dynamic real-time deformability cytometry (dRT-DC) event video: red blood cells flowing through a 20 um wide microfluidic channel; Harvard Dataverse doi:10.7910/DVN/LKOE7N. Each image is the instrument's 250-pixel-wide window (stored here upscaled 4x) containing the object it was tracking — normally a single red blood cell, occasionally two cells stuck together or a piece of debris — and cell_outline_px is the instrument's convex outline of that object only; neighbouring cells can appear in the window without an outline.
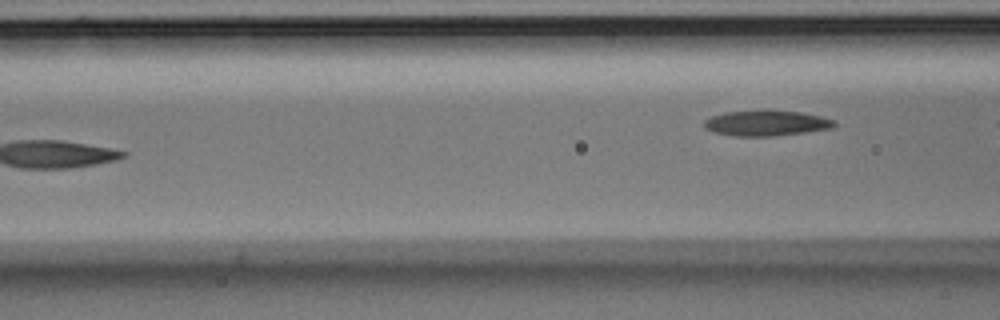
{"species": "Egyptian fruit bat (a non-hibernating species)", "species_latin": "Rousettus aegyptiacus", "temperature_condition": "room temperature", "stored_images_in_passage": 4, "segment_of_instrument_passage": [2, 2], "camera_frame_rate_fps": 3000, "um_per_image_px": 0.085, "animal": {"sex": "male"}, "frame": {"image": 1, "passage_image": 4, "time_ms": 1.0, "image_size_px": [1000, 320], "cell_outline_px": [[836, 124], [832, 128], [804, 132], [772, 136], [732, 136], [712, 132], [704, 128], [704, 120], [712, 116], [724, 112], [800, 112], [820, 116], [836, 120]], "centroid_in_image_um": [65.11, 10.5], "position_along_channel_um": 101.5, "area_um2": 18.79}}